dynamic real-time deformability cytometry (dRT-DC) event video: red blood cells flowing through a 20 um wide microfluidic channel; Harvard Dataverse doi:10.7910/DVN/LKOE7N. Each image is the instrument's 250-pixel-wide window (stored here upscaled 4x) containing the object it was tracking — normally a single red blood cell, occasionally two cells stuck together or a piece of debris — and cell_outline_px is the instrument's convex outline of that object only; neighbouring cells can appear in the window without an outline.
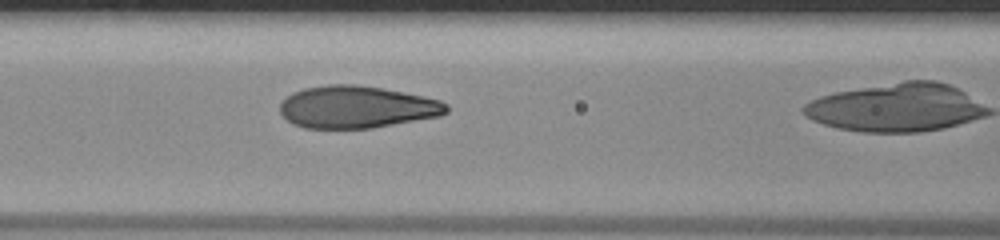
{"species": "human", "species_latin": "Homo sapiens", "temperature_condition": "room temperature", "stored_images_in_passage": 11, "camera_frame_rate_fps": 3000, "um_per_image_px": 0.085, "donor": {"sex": "male"}, "frame": {"image": 1, "passage_image": 7, "time_ms": 2.0, "image_size_px": [1000, 240], "cell_outline_px": [[448, 112], [440, 116], [372, 128], [304, 128], [292, 124], [280, 112], [280, 104], [292, 92], [304, 88], [328, 84], [356, 84], [384, 88], [424, 96], [440, 100], [448, 104]], "centroid_in_image_um": [30.34, 9.09], "position_along_channel_um": 136.3, "area_um2": 41.15}}